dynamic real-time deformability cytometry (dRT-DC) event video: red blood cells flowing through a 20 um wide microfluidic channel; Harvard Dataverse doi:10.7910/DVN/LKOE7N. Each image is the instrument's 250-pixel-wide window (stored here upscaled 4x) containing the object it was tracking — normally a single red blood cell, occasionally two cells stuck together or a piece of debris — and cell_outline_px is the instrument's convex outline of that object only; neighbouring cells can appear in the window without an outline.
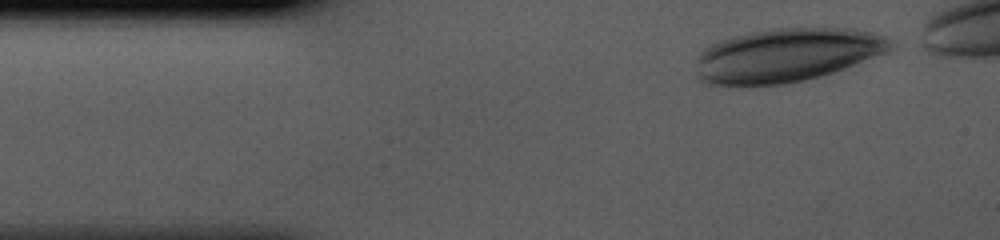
{"species": "human", "species_latin": "Homo sapiens", "temperature_condition": "cold", "stored_images_in_passage": 35, "camera_frame_rate_fps": 3000, "um_per_image_px": 0.085, "donor": {"sex": "male"}, "frame": {"image": 1, "passage_image": 1, "time_ms": 0.0, "image_size_px": [1000, 240], "cell_outline_px": [[892, 44], [888, 52], [844, 68], [820, 76], [804, 80], [784, 84], [704, 84], [696, 80], [696, 60], [700, 52], [704, 48], [720, 40], [732, 36], [748, 32], [768, 28], [856, 28], [872, 32], [884, 36]], "centroid_in_image_um": [66.82, 4.67], "position_along_channel_um": 18.2, "area_um2": 60.86}}
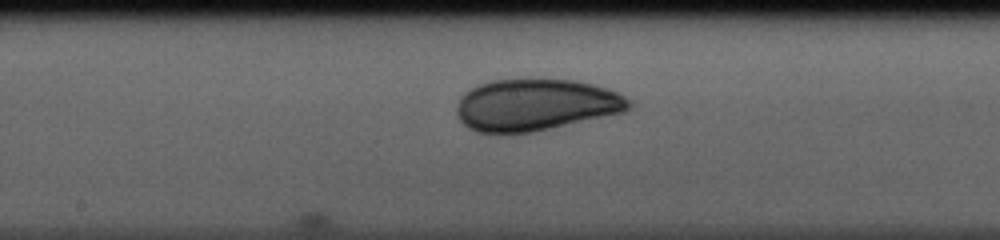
{"frame": {"image": 2, "passage_image": 18, "time_ms": 5.667, "image_size_px": [1000, 240], "cell_outline_px": [[632, 104], [624, 112], [532, 132], [476, 132], [468, 128], [460, 120], [456, 112], [456, 108], [460, 100], [472, 88], [480, 84], [492, 80], [576, 80], [608, 88], [624, 96]], "centroid_in_image_um": [45.55, 8.92], "position_along_channel_um": 202.7, "area_um2": 51.15}}
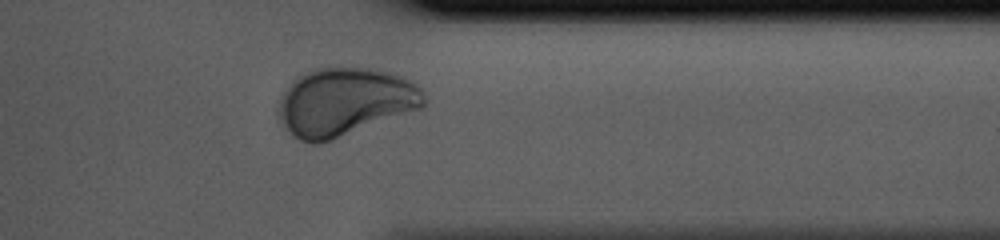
{"frame": {"image": 3, "passage_image": 31, "time_ms": 10.0, "image_size_px": [1000, 240], "cell_outline_px": [[424, 104], [420, 108], [332, 140], [316, 144], [312, 144], [300, 140], [292, 136], [276, 120], [276, 108], [280, 96], [292, 80], [316, 68], [336, 64], [368, 68], [388, 72], [404, 76], [412, 80], [424, 92]], "centroid_in_image_um": [29.23, 8.64], "position_along_channel_um": 382.2, "area_um2": 58.72}}